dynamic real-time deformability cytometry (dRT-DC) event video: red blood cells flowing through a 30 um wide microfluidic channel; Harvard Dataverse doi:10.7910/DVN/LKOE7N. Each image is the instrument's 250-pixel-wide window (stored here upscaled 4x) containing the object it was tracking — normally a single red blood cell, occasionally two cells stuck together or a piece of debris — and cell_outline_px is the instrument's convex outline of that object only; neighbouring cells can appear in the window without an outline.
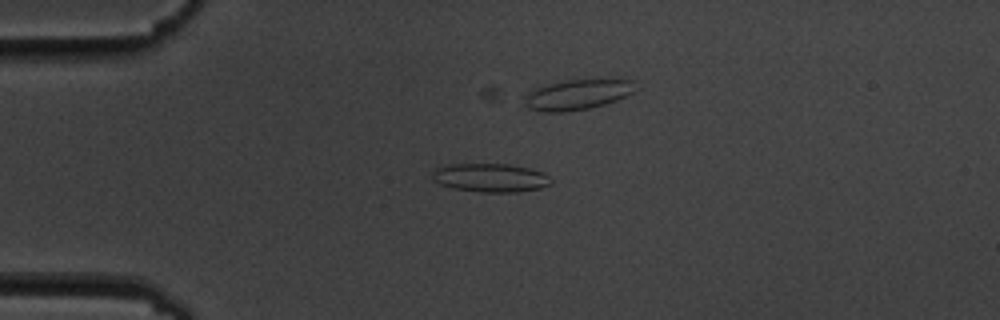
{"species": "common noctule bat (a hibernating species)", "species_latin": "Nyctalus noctula", "temperature_condition": "cold", "stored_images_in_passage": 15, "camera_frame_rate_fps": 3000, "um_per_image_px": 0.085, "animal": {"sex": "male", "body_mass_g": 19.5, "forearm_length_mm": 54.6}, "frame": {"image": 1, "passage_image": 4, "time_ms": 3.333, "image_size_px": [1000, 320], "cell_outline_px": [[552, 184], [540, 188], [516, 192], [480, 192], [452, 188], [440, 184], [432, 180], [432, 168], [448, 164], [508, 164], [528, 168], [540, 172], [548, 176], [552, 180]], "centroid_in_image_um": [41.63, 15.11], "position_along_channel_um": 43.4, "area_um2": 19.88}}
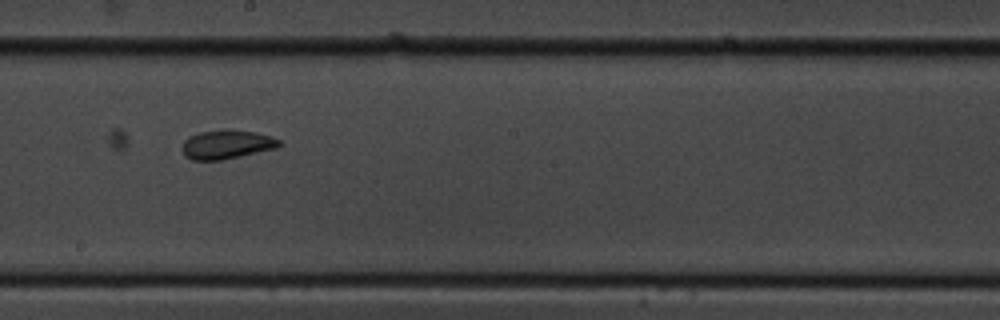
{"frame": {"image": 2, "passage_image": 9, "time_ms": 10.0, "image_size_px": [1000, 320], "cell_outline_px": [[280, 144], [276, 148], [240, 156], [220, 160], [192, 160], [184, 156], [180, 148], [184, 140], [188, 136], [200, 132], [224, 128], [228, 128], [256, 132], [272, 136], [280, 140]], "centroid_in_image_um": [19.22, 12.26], "position_along_channel_um": 229.0, "area_um2": 16.7}}
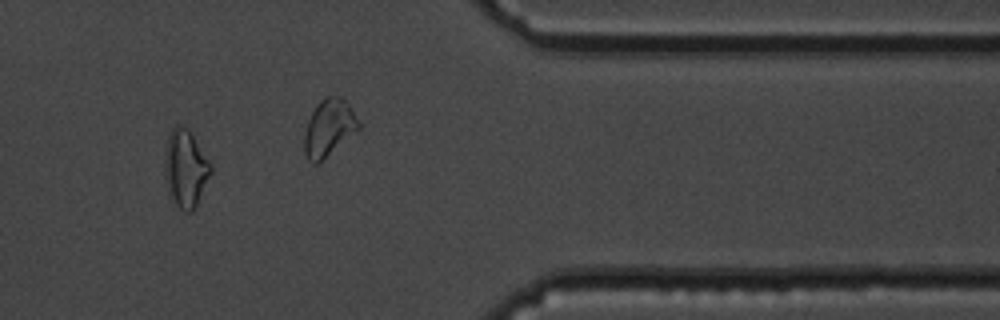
{"frame": {"image": 3, "passage_image": 13, "time_ms": 14.667, "image_size_px": [1000, 320], "cell_outline_px": [[212, 172], [192, 212], [184, 212], [176, 204], [168, 188], [164, 168], [164, 160], [168, 136], [172, 128], [176, 124], [180, 124], [188, 128], [192, 132], [212, 164]], "centroid_in_image_um": [15.79, 14.25], "position_along_channel_um": 395.6, "area_um2": 20.75}}